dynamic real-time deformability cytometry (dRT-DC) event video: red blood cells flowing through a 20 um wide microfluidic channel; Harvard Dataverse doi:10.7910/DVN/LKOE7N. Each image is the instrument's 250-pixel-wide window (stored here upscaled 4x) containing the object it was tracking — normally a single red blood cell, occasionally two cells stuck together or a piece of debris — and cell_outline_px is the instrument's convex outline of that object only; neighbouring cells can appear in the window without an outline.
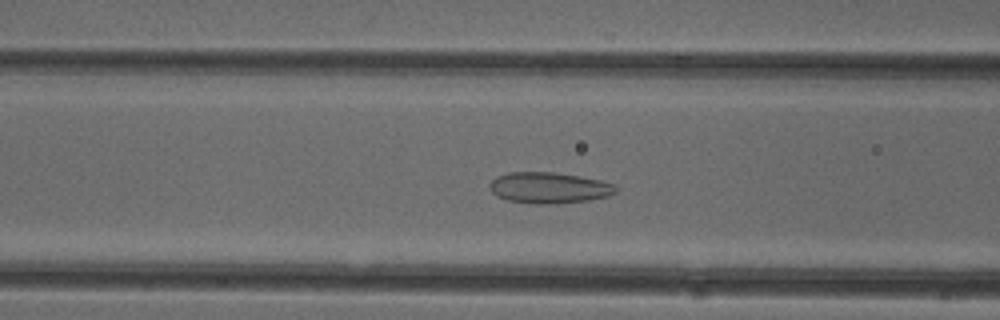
{"species": "common noctule bat (a hibernating species)", "species_latin": "Nyctalus noctula", "temperature_condition": "cold", "stored_images_in_passage": 50, "camera_frame_rate_fps": 3000, "um_per_image_px": 0.085, "animal": {"sex": "female"}, "frame": {"image": 1, "passage_image": 19, "time_ms": 6.0, "image_size_px": [1000, 320], "cell_outline_px": [[616, 192], [608, 196], [588, 200], [552, 204], [536, 204], [508, 200], [496, 196], [492, 192], [488, 184], [496, 176], [508, 172], [552, 172], [580, 176], [600, 180], [616, 184]], "centroid_in_image_um": [46.65, 15.95], "position_along_channel_um": 119.9, "area_um2": 22.89}}
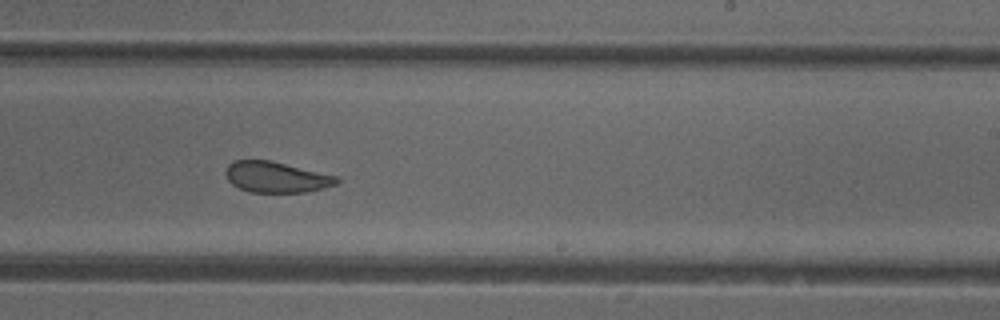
{"frame": {"image": 2, "passage_image": 30, "time_ms": 9.667, "image_size_px": [1000, 320], "cell_outline_px": [[340, 180], [336, 184], [308, 192], [252, 192], [240, 188], [232, 184], [228, 180], [224, 172], [228, 164], [232, 160], [268, 160], [340, 176]], "centroid_in_image_um": [23.49, 15.05], "position_along_channel_um": 265.5, "area_um2": 20.0}}
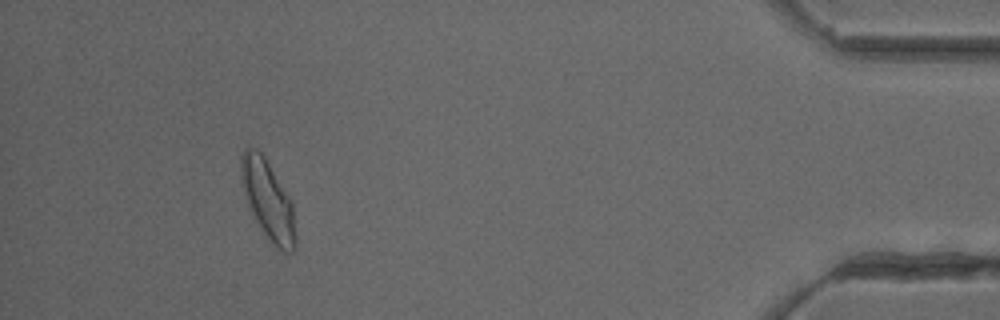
{"frame": {"image": 3, "passage_image": 46, "time_ms": 15.0, "image_size_px": [1000, 320], "cell_outline_px": [[296, 244], [292, 252], [284, 252], [268, 240], [260, 228], [248, 204], [240, 172], [240, 156], [244, 148], [256, 148], [264, 156], [292, 200]], "centroid_in_image_um": [22.78, 16.99], "position_along_channel_um": 412.4, "area_um2": 24.85}, "authors_computed_cell_mechanics": {"area_um2": 23.0911, "velocity_mm_per_s": 3.977, "shape_relaxation_time_tau1_ms": null, "shape_relaxation_time_tau2_ms": 1.0508, "deformation_change_tau1": null, "deformation_change_tau2": 0.0677}}